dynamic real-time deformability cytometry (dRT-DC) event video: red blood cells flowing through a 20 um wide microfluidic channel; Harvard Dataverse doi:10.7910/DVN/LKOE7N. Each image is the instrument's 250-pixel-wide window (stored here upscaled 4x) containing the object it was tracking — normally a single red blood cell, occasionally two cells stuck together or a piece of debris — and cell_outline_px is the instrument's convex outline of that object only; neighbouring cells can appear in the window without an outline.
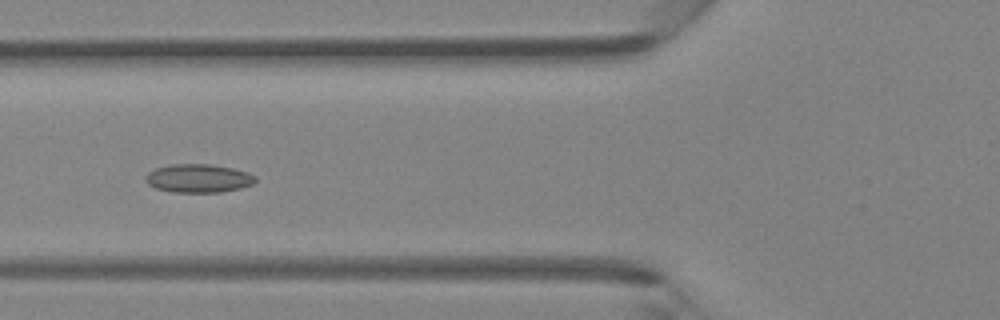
{"species": "Egyptian fruit bat (a non-hibernating species)", "species_latin": "Rousettus aegyptiacus", "temperature_condition": "room temperature", "stored_images_in_passage": 30, "camera_frame_rate_fps": 3000, "um_per_image_px": 0.085, "animal": {"sex": "female"}, "frame": {"image": 1, "passage_image": 6, "time_ms": 1.667, "image_size_px": [1000, 320], "cell_outline_px": [[256, 180], [252, 184], [240, 188], [220, 192], [172, 192], [156, 188], [148, 184], [144, 180], [148, 172], [156, 168], [172, 164], [208, 164], [232, 168], [248, 172], [256, 176]], "centroid_in_image_um": [16.86, 15.15], "position_along_channel_um": 108.9, "area_um2": 18.15}}
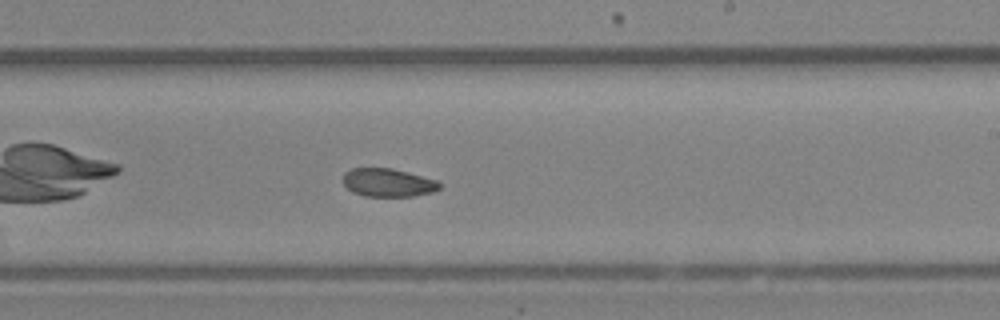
{"frame": {"image": 2, "passage_image": 16, "time_ms": 5.0, "image_size_px": [1000, 320], "cell_outline_px": [[440, 188], [432, 192], [412, 196], [364, 196], [352, 192], [344, 184], [344, 172], [352, 168], [392, 168], [408, 172], [436, 180], [440, 184]], "centroid_in_image_um": [32.96, 15.52], "position_along_channel_um": 256.0, "area_um2": 15.78}}
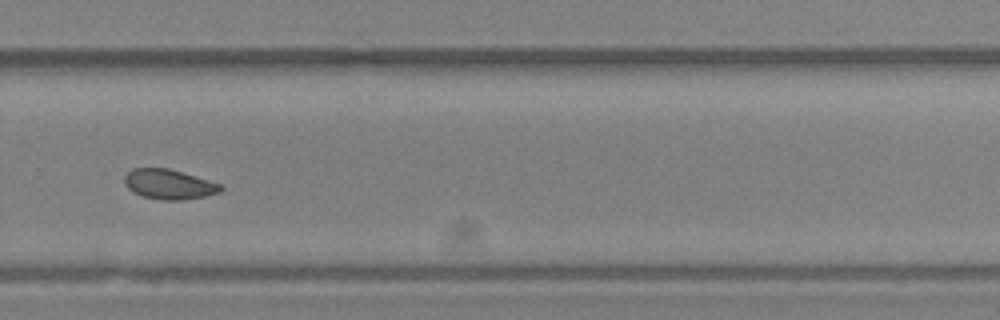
{"frame": {"image": 3, "passage_image": 20, "time_ms": 6.333, "image_size_px": [1000, 320], "cell_outline_px": [[224, 188], [220, 192], [204, 196], [184, 200], [160, 200], [144, 196], [132, 192], [124, 184], [124, 176], [132, 168], [168, 168], [208, 180], [220, 184]], "centroid_in_image_um": [14.33, 15.67], "position_along_channel_um": 315.5, "area_um2": 16.7}}